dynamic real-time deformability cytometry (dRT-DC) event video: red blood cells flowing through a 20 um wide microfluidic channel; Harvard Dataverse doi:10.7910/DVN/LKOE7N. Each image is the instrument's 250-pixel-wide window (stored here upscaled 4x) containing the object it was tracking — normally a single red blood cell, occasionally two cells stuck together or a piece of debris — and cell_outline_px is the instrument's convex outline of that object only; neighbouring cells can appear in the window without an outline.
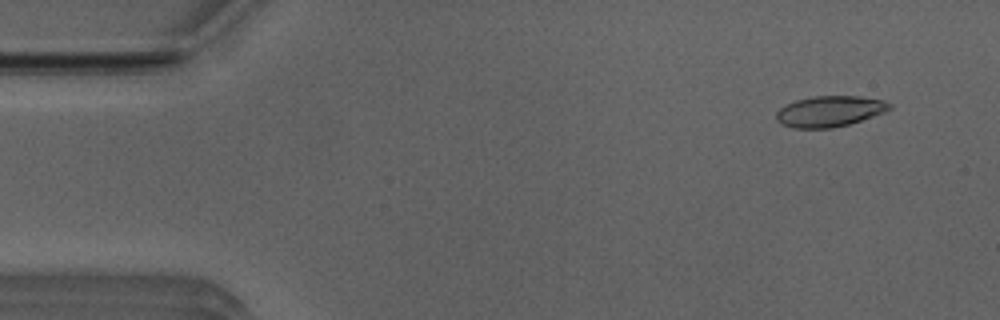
{"species": "Egyptian fruit bat (a non-hibernating species)", "species_latin": "Rousettus aegyptiacus", "temperature_condition": "room temperature", "stored_images_in_passage": 51, "camera_frame_rate_fps": 3000, "um_per_image_px": 0.085, "animal": {"sex": "male"}, "frame": {"image": 1, "passage_image": 4, "time_ms": 1.0, "image_size_px": [1000, 320], "cell_outline_px": [[892, 108], [884, 112], [848, 124], [832, 128], [792, 128], [780, 124], [776, 120], [776, 112], [784, 104], [796, 100], [816, 96], [860, 96], [884, 100], [892, 104]], "centroid_in_image_um": [70.49, 9.46], "position_along_channel_um": 14.5, "area_um2": 20.4}}
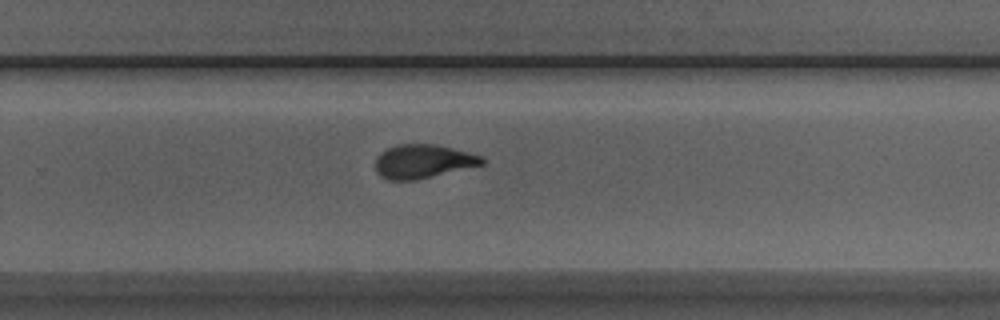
{"frame": {"image": 2, "passage_image": 33, "time_ms": 10.667, "image_size_px": [1000, 320], "cell_outline_px": [[484, 164], [416, 180], [388, 180], [380, 176], [376, 172], [376, 156], [380, 152], [388, 148], [400, 144], [436, 144], [484, 156]], "centroid_in_image_um": [35.94, 13.72], "position_along_channel_um": 293.9, "area_um2": 20.98}}
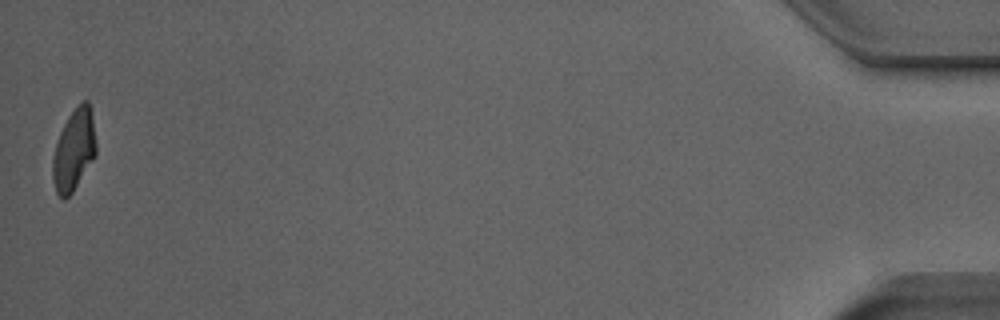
{"frame": {"image": 3, "passage_image": 51, "time_ms": 16.667, "image_size_px": [1000, 320], "cell_outline_px": [[96, 156], [72, 192], [64, 200], [56, 192], [52, 180], [52, 160], [56, 144], [60, 132], [68, 116], [84, 100], [88, 100], [92, 108], [96, 144]], "centroid_in_image_um": [6.29, 12.74], "position_along_channel_um": 428.9, "area_um2": 20.63}, "authors_computed_cell_mechanics": {"area_um2": 21.0392, "velocity_mm_per_s": 3.9569, "shape_relaxation_time_tau1_ms": 8.4002, "shape_relaxation_time_tau2_ms": 1.1116, "deformation_change_tau1": 0.2525, "deformation_change_tau2": 0.0786}}